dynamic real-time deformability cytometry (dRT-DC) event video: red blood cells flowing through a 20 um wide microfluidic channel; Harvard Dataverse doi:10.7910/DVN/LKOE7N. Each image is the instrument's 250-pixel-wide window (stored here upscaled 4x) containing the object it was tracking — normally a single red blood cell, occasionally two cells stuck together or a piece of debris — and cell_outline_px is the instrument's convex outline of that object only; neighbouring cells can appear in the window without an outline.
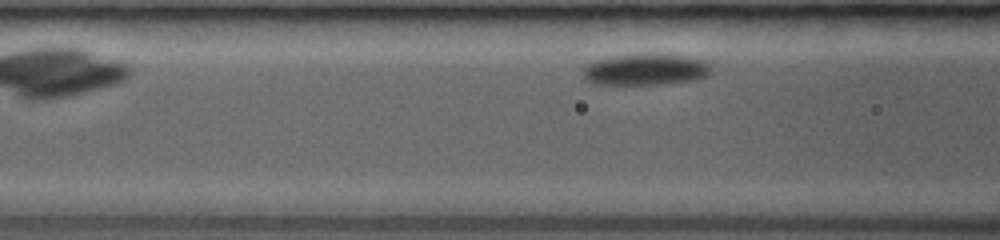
{"species": "common noctule bat (a hibernating species)", "species_latin": "Nyctalus noctula", "temperature_condition": "room temperature", "stored_images_in_passage": 9, "camera_frame_rate_fps": 3000, "um_per_image_px": 0.085, "animal": {"sex": "female", "body_mass_g": 19.0, "forearm_length_mm": 53.3}, "frame": {"image": 1, "passage_image": 9, "time_ms": 3.0, "image_size_px": [1000, 240], "cell_outline_px": [[708, 72], [704, 76], [696, 80], [660, 84], [592, 84], [584, 80], [584, 68], [588, 64], [596, 60], [608, 56], [644, 52], [684, 56], [704, 60], [708, 64]], "centroid_in_image_um": [54.8, 5.89], "position_along_channel_um": 111.8, "area_um2": 23.64}}